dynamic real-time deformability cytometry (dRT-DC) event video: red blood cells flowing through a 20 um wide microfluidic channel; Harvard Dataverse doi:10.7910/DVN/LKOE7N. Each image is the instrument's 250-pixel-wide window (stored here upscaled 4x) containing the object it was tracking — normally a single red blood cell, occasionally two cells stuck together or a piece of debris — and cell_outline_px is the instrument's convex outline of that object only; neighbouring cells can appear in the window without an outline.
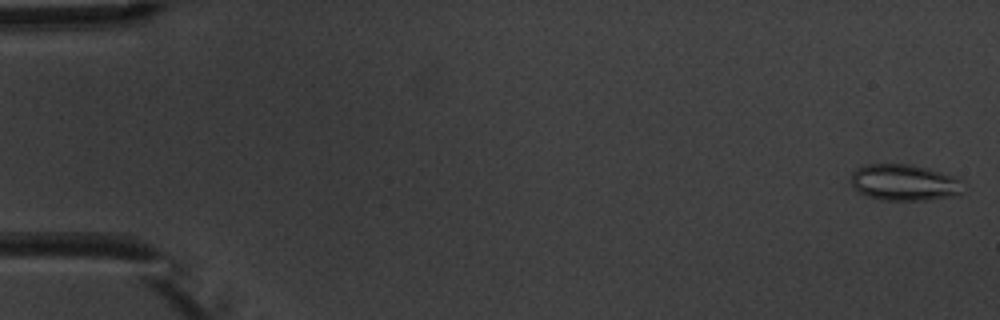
{"species": "common noctule bat (a hibernating species)", "species_latin": "Nyctalus noctula", "temperature_condition": "warm", "stored_images_in_passage": 6, "camera_frame_rate_fps": 3000, "um_per_image_px": 0.085, "animal": {"sex": "male", "body_mass_g": 20.1, "forearm_length_mm": 53.5}, "frame": {"image": 1, "passage_image": 1, "time_ms": 0.0, "image_size_px": [1000, 320], "cell_outline_px": [[968, 184], [960, 196], [924, 200], [880, 200], [856, 192], [852, 184], [852, 172], [856, 168], [868, 164], [908, 164], [928, 168], [956, 176]], "centroid_in_image_um": [76.96, 15.52], "position_along_channel_um": 8.0, "area_um2": 24.39}}
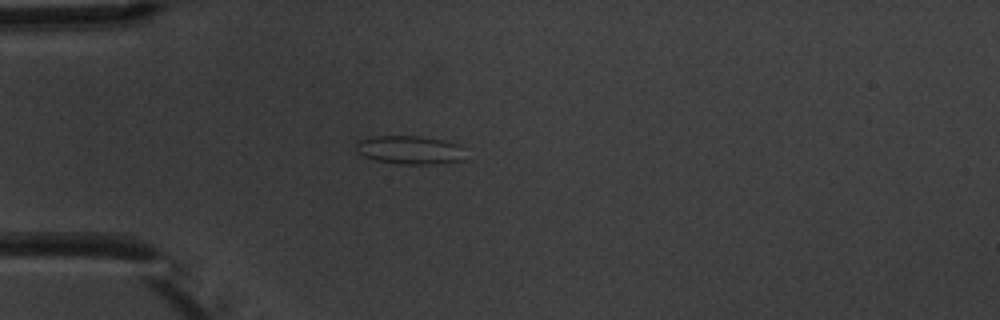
{"frame": {"image": 2, "passage_image": 5, "time_ms": 4.667, "image_size_px": [1000, 320], "cell_outline_px": [[464, 160], [432, 164], [400, 164], [376, 160], [364, 156], [356, 152], [356, 140], [376, 136], [416, 136], [440, 140], [460, 144], [464, 148]], "centroid_in_image_um": [34.82, 12.75], "position_along_channel_um": 50.2, "area_um2": 18.15}}